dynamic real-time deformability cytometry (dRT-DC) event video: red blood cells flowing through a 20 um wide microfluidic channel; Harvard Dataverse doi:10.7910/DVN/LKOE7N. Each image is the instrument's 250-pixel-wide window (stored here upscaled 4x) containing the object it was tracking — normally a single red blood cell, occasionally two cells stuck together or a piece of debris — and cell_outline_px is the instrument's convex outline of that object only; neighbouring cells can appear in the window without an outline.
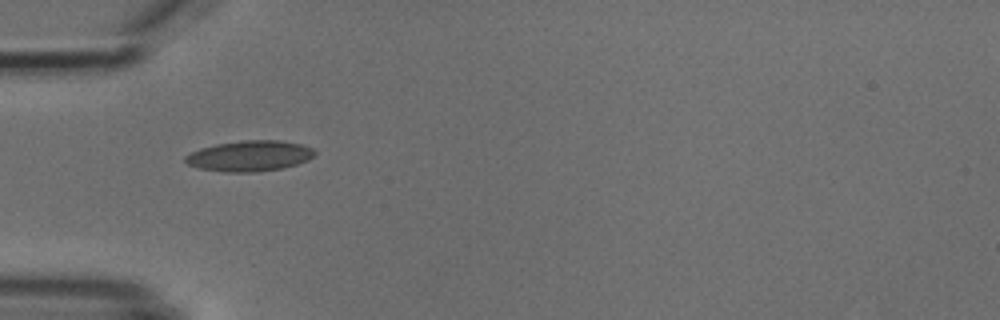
{"species": "common noctule bat (a hibernating species)", "species_latin": "Nyctalus noctula", "temperature_condition": "cold", "stored_images_in_passage": 3, "camera_frame_rate_fps": 3000, "um_per_image_px": 0.085, "animal": {"sex": "male", "body_mass_g": 18.8}, "frame": {"image": 1, "passage_image": 1, "time_ms": 0.0, "image_size_px": [1000, 320], "cell_outline_px": [[316, 152], [308, 160], [284, 168], [260, 172], [224, 172], [200, 168], [188, 164], [184, 160], [184, 156], [200, 148], [216, 144], [244, 140], [280, 140], [300, 144], [312, 148]], "centroid_in_image_um": [21.21, 13.26], "position_along_channel_um": 63.8, "area_um2": 23.12}}
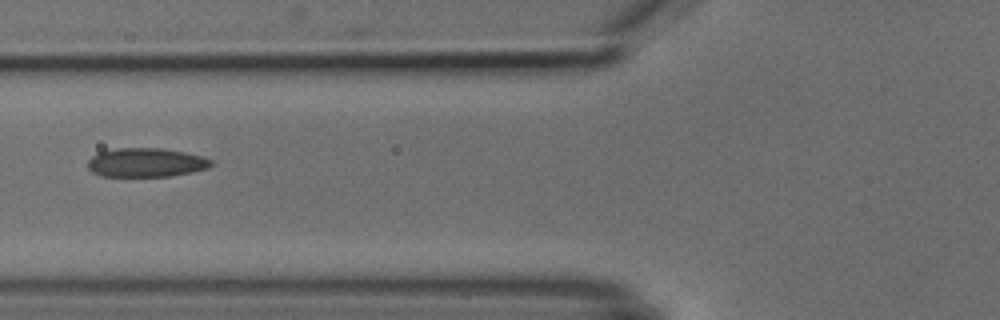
{"frame": {"image": 2, "passage_image": 2, "time_ms": 1.333, "image_size_px": [1000, 320], "cell_outline_px": [[212, 164], [208, 168], [172, 176], [100, 176], [92, 172], [88, 168], [88, 160], [92, 156], [100, 152], [116, 148], [164, 148], [204, 156], [212, 160]], "centroid_in_image_um": [12.41, 13.81], "position_along_channel_um": 113.4, "area_um2": 20.87}}
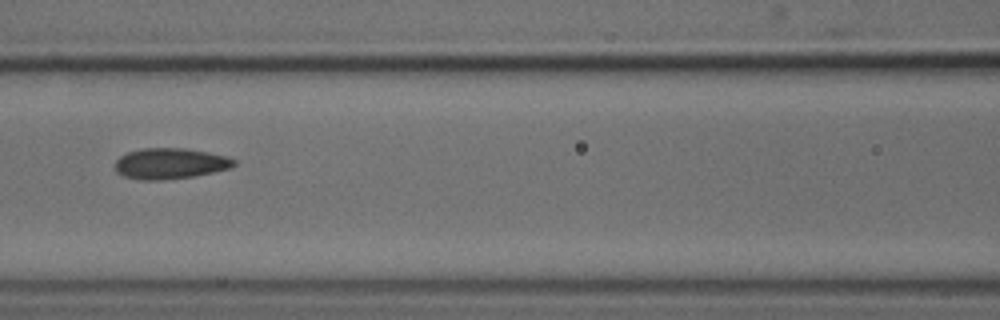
{"frame": {"image": 3, "passage_image": 3, "time_ms": 2.333, "image_size_px": [1000, 320], "cell_outline_px": [[236, 164], [232, 168], [192, 176], [160, 180], [140, 180], [124, 176], [116, 172], [116, 160], [120, 156], [128, 152], [144, 148], [184, 148], [208, 152], [228, 156], [236, 160]], "centroid_in_image_um": [14.48, 13.89], "position_along_channel_um": 152.1, "area_um2": 21.33}}